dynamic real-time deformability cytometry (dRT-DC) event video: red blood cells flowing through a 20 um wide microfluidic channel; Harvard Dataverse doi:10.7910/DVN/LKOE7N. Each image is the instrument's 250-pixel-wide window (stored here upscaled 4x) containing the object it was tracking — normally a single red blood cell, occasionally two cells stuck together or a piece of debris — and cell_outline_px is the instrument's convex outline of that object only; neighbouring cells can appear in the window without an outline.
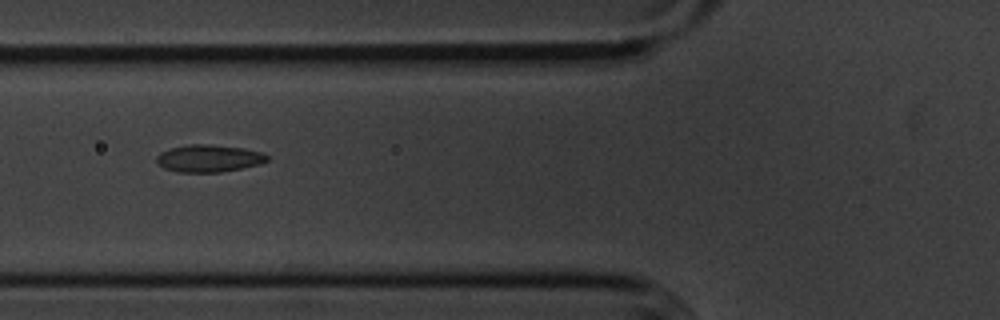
{"species": "common noctule bat (a hibernating species)", "species_latin": "Nyctalus noctula", "temperature_condition": "cold", "stored_images_in_passage": 40, "camera_frame_rate_fps": 3000, "um_per_image_px": 0.085, "animal": {"sex": "male", "body_mass_g": 20.1, "forearm_length_mm": 53.5}, "frame": {"image": 1, "passage_image": 5, "time_ms": 1.333, "image_size_px": [1000, 320], "cell_outline_px": [[268, 160], [260, 164], [220, 172], [180, 172], [164, 168], [156, 160], [156, 156], [160, 152], [168, 148], [188, 144], [208, 144], [244, 148], [264, 152], [268, 156]], "centroid_in_image_um": [17.75, 13.44], "position_along_channel_um": 108.1, "area_um2": 17.63}}
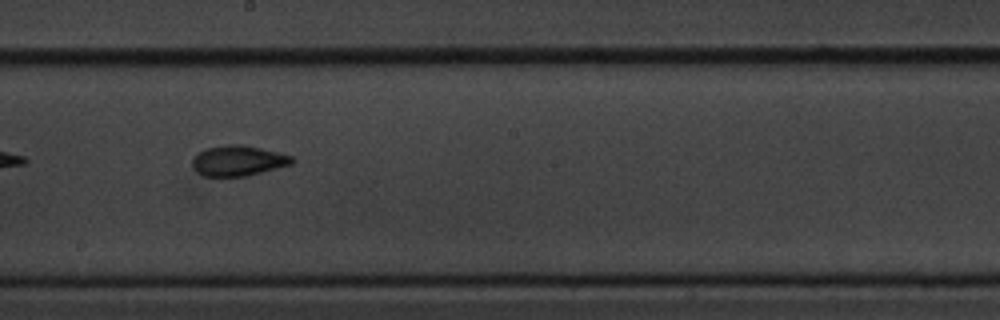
{"frame": {"image": 2, "passage_image": 15, "time_ms": 4.667, "image_size_px": [1000, 320], "cell_outline_px": [[296, 160], [292, 164], [248, 176], [204, 176], [196, 172], [192, 164], [192, 160], [204, 148], [228, 144], [244, 144], [292, 156]], "centroid_in_image_um": [20.25, 13.66], "position_along_channel_um": 227.9, "area_um2": 17.69}}
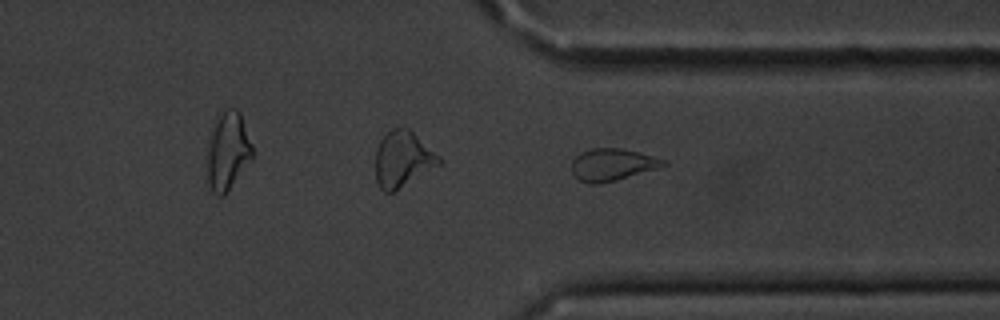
{"frame": {"image": 3, "passage_image": 26, "time_ms": 8.333, "image_size_px": [1000, 320], "cell_outline_px": [[668, 164], [656, 168], [616, 180], [596, 184], [588, 184], [580, 180], [572, 172], [572, 160], [580, 152], [592, 148], [620, 148], [652, 156], [664, 160]], "centroid_in_image_um": [51.99, 13.99], "position_along_channel_um": 359.4, "area_um2": 16.82}, "authors_computed_cell_mechanics": {"area_um2": 17.6579, "velocity_mm_per_s": 3.5899, "shape_relaxation_time_tau1_ms": 6.5474, "shape_relaxation_time_tau2_ms": 2.0987, "deformation_change_tau1": 0.1485, "deformation_change_tau2": 0.0893}}